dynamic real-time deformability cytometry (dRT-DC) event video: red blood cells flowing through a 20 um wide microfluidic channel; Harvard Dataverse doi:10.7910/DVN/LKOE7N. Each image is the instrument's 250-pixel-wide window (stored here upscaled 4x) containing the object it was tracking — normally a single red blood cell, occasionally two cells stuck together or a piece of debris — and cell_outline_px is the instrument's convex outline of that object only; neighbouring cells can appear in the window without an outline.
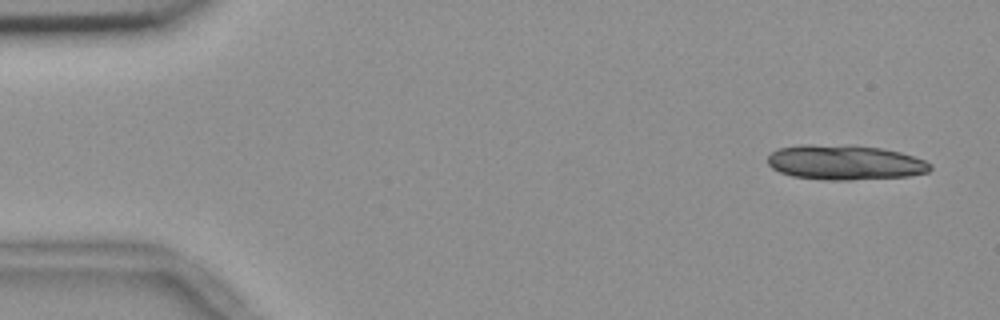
{"species": "common noctule bat (a hibernating species)", "species_latin": "Nyctalus noctula", "temperature_condition": "room temperature", "stored_images_in_passage": 20, "camera_frame_rate_fps": 3000, "um_per_image_px": 0.085, "animal": {"sex": "female", "body_mass_g": 18.4}, "frame": {"image": 1, "passage_image": 1, "time_ms": 0.0, "image_size_px": [1000, 320], "cell_outline_px": [[932, 168], [928, 172], [908, 176], [852, 180], [828, 180], [792, 176], [780, 172], [772, 168], [768, 164], [768, 156], [772, 152], [780, 148], [800, 144], [848, 144], [880, 148], [900, 152], [924, 160], [932, 164]], "centroid_in_image_um": [71.81, 13.79], "position_along_channel_um": 13.2, "area_um2": 33.29}}